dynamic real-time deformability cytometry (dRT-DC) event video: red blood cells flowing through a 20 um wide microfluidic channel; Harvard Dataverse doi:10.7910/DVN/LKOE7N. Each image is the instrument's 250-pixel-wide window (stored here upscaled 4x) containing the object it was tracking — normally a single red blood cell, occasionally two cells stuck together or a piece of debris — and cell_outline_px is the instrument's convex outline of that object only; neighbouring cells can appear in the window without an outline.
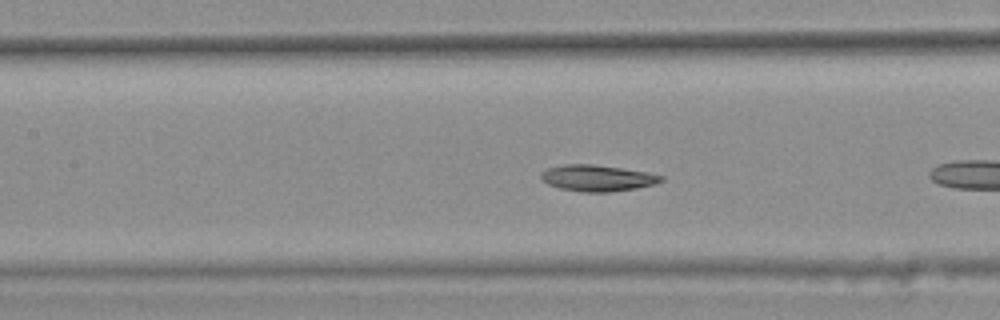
{"species": "common noctule bat (a hibernating species)", "species_latin": "Nyctalus noctula", "temperature_condition": "warm", "stored_images_in_passage": 9, "camera_frame_rate_fps": 3000, "um_per_image_px": 0.085, "animal": {"sex": "female", "body_mass_g": 25.1}, "frame": {"image": 1, "passage_image": 8, "time_ms": 2.333, "image_size_px": [1000, 320], "cell_outline_px": [[664, 180], [652, 184], [636, 188], [612, 192], [580, 192], [560, 188], [548, 184], [540, 180], [540, 172], [548, 168], [564, 164], [592, 164], [648, 172], [664, 176]], "centroid_in_image_um": [50.74, 15.14], "position_along_channel_um": 156.7, "area_um2": 18.44}}